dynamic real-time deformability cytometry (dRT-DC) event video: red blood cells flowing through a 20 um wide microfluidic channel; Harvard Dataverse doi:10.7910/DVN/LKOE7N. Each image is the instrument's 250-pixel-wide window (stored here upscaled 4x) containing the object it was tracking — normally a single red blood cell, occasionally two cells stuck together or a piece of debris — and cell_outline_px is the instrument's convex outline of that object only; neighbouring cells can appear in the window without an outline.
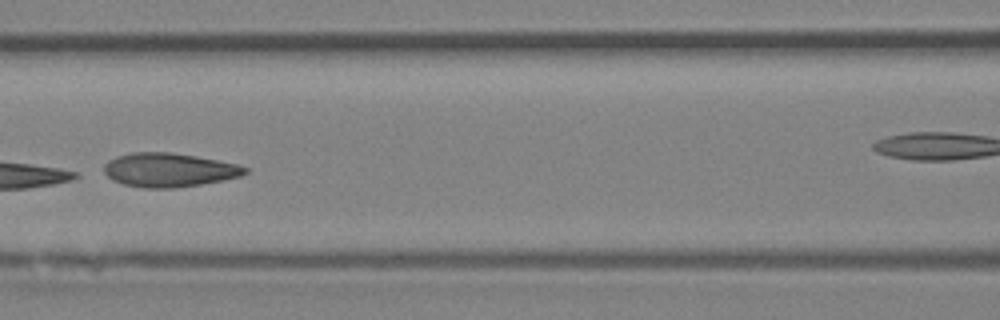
{"species": "Egyptian fruit bat (a non-hibernating species)", "species_latin": "Rousettus aegyptiacus", "temperature_condition": "room temperature", "stored_images_in_passage": 8, "camera_frame_rate_fps": 3000, "um_per_image_px": 0.085, "animal": {"sex": "female"}, "frame": {"image": 1, "passage_image": 6, "time_ms": 5.667, "image_size_px": [1000, 320], "cell_outline_px": [[248, 172], [240, 176], [224, 180], [176, 188], [144, 188], [124, 184], [112, 180], [104, 172], [104, 164], [108, 160], [116, 156], [132, 152], [168, 152], [196, 156], [240, 164], [248, 168]], "centroid_in_image_um": [14.37, 14.44], "position_along_channel_um": 152.2, "area_um2": 27.98}}